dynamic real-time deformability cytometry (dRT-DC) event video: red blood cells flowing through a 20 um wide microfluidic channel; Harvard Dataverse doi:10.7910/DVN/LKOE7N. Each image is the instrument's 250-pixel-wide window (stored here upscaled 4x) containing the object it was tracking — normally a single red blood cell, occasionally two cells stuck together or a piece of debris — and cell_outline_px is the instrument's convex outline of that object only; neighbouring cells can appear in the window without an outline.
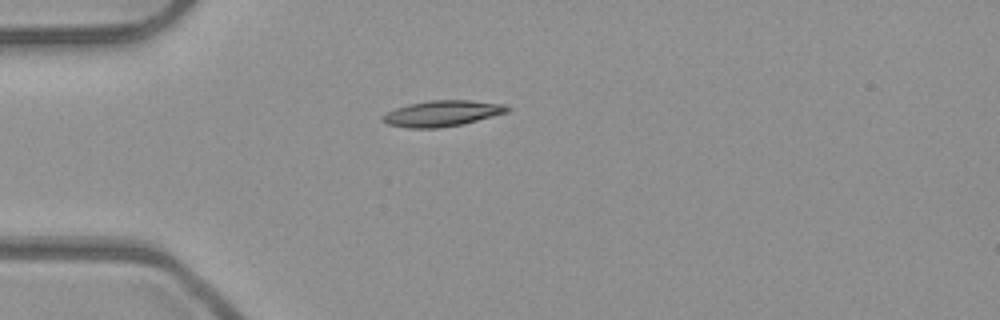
{"species": "common noctule bat (a hibernating species)", "species_latin": "Nyctalus noctula", "temperature_condition": "room temperature", "stored_images_in_passage": 6, "camera_frame_rate_fps": 3000, "um_per_image_px": 0.085, "animal": {"sex": "male", "body_mass_g": 23.1, "forearm_length_mm": 52.7}, "frame": {"image": 1, "passage_image": 6, "time_ms": 1.667, "image_size_px": [1000, 320], "cell_outline_px": [[512, 108], [508, 112], [460, 124], [440, 128], [408, 128], [388, 124], [380, 120], [380, 116], [396, 108], [408, 104], [432, 100], [472, 100], [504, 104]], "centroid_in_image_um": [37.57, 9.63], "position_along_channel_um": 47.4, "area_um2": 18.73}}